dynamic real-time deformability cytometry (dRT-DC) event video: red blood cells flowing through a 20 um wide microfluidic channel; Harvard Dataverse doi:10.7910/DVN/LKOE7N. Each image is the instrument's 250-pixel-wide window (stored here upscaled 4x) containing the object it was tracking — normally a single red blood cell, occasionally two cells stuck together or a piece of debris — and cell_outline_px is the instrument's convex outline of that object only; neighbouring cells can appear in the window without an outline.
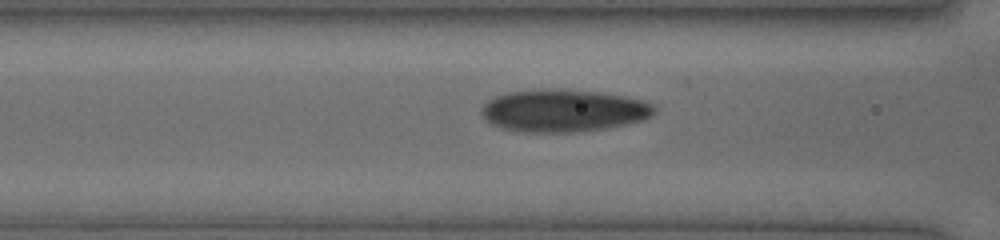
{"species": "human", "species_latin": "Homo sapiens", "temperature_condition": "cold", "stored_images_in_passage": 42, "camera_frame_rate_fps": 3000, "um_per_image_px": 0.085, "donor": {"sex": "female"}, "frame": {"image": 1, "passage_image": 19, "time_ms": 6.0, "image_size_px": [1000, 240], "cell_outline_px": [[656, 112], [652, 116], [644, 120], [628, 124], [608, 128], [572, 132], [520, 132], [500, 128], [484, 120], [480, 112], [484, 104], [488, 100], [504, 92], [552, 88], [560, 88], [596, 92], [624, 96], [644, 100], [652, 104], [656, 108]], "centroid_in_image_um": [47.88, 9.4], "position_along_channel_um": 118.7, "area_um2": 43.29}}
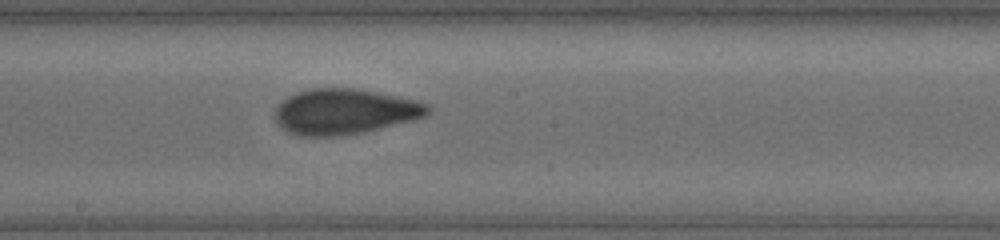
{"frame": {"image": 2, "passage_image": 26, "time_ms": 8.333, "image_size_px": [1000, 240], "cell_outline_px": [[432, 108], [424, 116], [412, 120], [364, 132], [340, 136], [300, 136], [288, 132], [272, 116], [276, 108], [288, 96], [296, 92], [312, 88], [356, 88], [416, 100], [428, 104]], "centroid_in_image_um": [29.27, 9.48], "position_along_channel_um": 218.9, "area_um2": 40.34}}
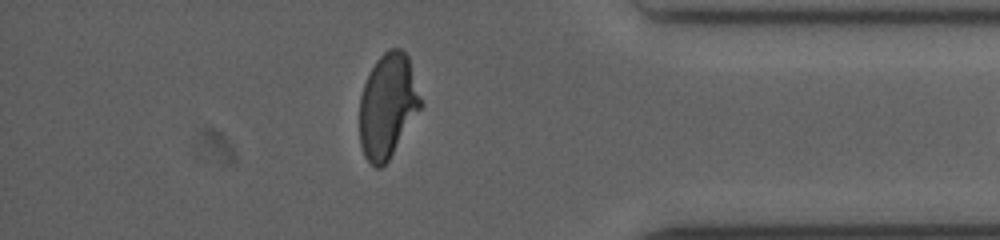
{"frame": {"image": 3, "passage_image": 40, "time_ms": 13.0, "image_size_px": [1000, 240], "cell_outline_px": [[420, 108], [388, 160], [380, 168], [376, 168], [364, 156], [360, 144], [360, 96], [364, 84], [376, 60], [388, 48], [400, 48], [408, 56], [420, 100]], "centroid_in_image_um": [32.91, 8.98], "position_along_channel_um": 402.3, "area_um2": 36.24}}